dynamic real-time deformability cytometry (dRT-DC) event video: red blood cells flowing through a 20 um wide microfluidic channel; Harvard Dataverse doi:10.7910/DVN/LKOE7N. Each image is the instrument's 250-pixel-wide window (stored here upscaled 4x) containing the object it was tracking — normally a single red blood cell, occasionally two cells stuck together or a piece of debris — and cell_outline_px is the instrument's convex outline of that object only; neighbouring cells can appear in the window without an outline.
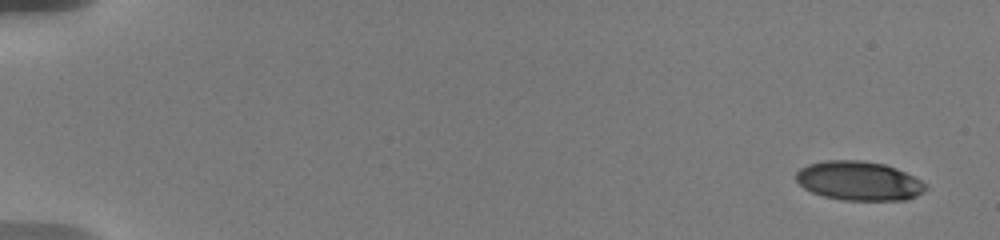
{"species": "human", "species_latin": "Homo sapiens", "temperature_condition": "warm", "stored_images_in_passage": 21, "camera_frame_rate_fps": 3000, "um_per_image_px": 0.085, "donor": {"sex": "male"}, "frame": {"image": 1, "passage_image": 1, "time_ms": 0.0, "image_size_px": [1000, 240], "cell_outline_px": [[928, 188], [924, 192], [916, 196], [904, 200], [844, 200], [824, 196], [812, 192], [804, 188], [796, 180], [796, 172], [800, 168], [808, 164], [824, 160], [860, 160], [884, 164], [896, 168], [928, 184]], "centroid_in_image_um": [73.01, 15.37], "position_along_channel_um": 12.0, "area_um2": 29.59}}
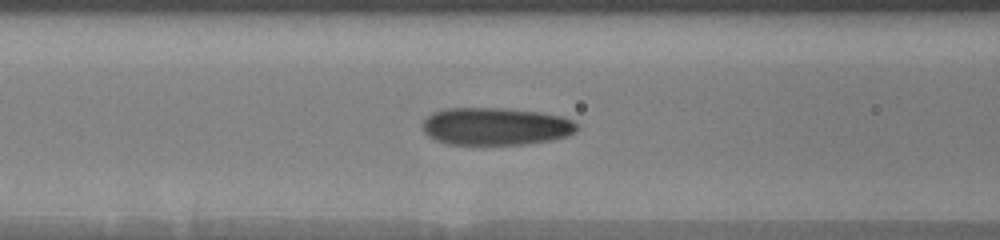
{"frame": {"image": 2, "passage_image": 15, "time_ms": 7.667, "image_size_px": [1000, 240], "cell_outline_px": [[576, 132], [564, 136], [548, 140], [524, 144], [448, 144], [436, 140], [428, 136], [424, 132], [424, 120], [432, 112], [448, 108], [508, 108], [540, 112], [560, 116], [572, 120], [576, 124]], "centroid_in_image_um": [42.1, 10.73], "position_along_channel_um": 124.5, "area_um2": 33.52}}
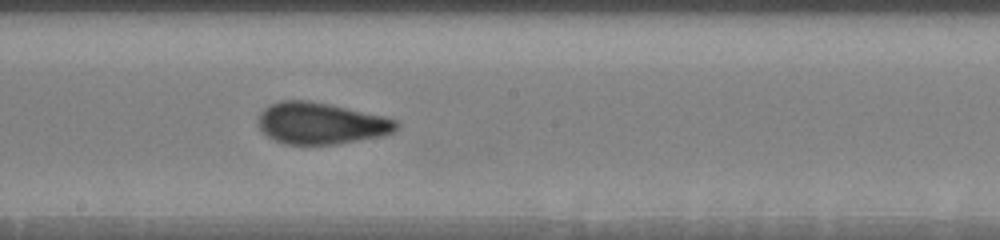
{"frame": {"image": 3, "passage_image": 21, "time_ms": 10.333, "image_size_px": [1000, 240], "cell_outline_px": [[396, 128], [392, 132], [380, 136], [336, 144], [284, 144], [268, 136], [260, 128], [260, 112], [268, 104], [280, 100], [308, 100], [328, 104], [380, 116], [396, 120]], "centroid_in_image_um": [27.22, 10.48], "position_along_channel_um": 221.0, "area_um2": 32.77}}